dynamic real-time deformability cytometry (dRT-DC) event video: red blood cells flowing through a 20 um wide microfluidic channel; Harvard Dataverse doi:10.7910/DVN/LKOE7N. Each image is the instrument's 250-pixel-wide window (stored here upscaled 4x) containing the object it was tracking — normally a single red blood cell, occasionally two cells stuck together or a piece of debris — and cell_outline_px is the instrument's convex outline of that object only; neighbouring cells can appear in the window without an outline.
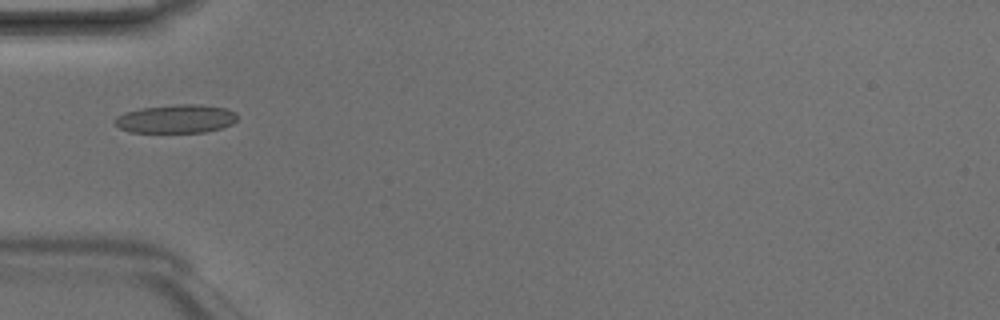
{"species": "Egyptian fruit bat (a non-hibernating species)", "species_latin": "Rousettus aegyptiacus", "temperature_condition": "room temperature", "stored_images_in_passage": 5, "camera_frame_rate_fps": 3000, "um_per_image_px": 0.085, "animal": {"sex": "male"}, "frame": {"image": 1, "passage_image": 5, "time_ms": 1.333, "image_size_px": [1000, 320], "cell_outline_px": [[236, 120], [232, 124], [220, 128], [204, 132], [128, 132], [120, 128], [112, 120], [116, 116], [124, 112], [140, 108], [176, 104], [196, 104], [228, 108], [236, 112]], "centroid_in_image_um": [14.94, 10.09], "position_along_channel_um": 70.1, "area_um2": 20.46}}